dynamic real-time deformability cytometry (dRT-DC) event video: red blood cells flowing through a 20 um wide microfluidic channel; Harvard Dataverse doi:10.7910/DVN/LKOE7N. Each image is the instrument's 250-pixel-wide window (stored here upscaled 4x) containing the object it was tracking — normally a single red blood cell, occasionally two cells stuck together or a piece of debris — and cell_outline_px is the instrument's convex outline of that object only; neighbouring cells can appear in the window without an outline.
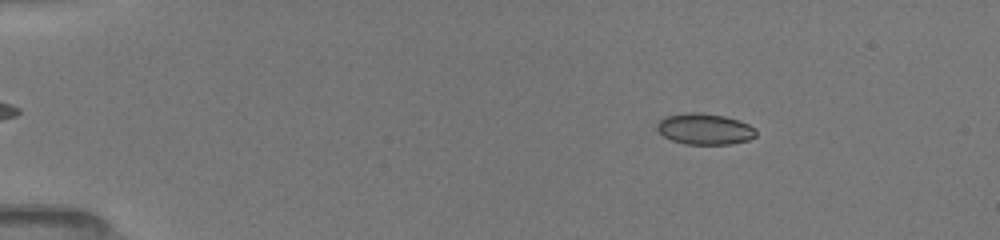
{"species": "common noctule bat (a hibernating species)", "species_latin": "Nyctalus noctula", "temperature_condition": "room temperature", "stored_images_in_passage": 51, "camera_frame_rate_fps": 3000, "um_per_image_px": 0.085, "animal": {"sex": "female", "body_mass_g": 19.5, "forearm_length_mm": 54.1}, "frame": {"image": 1, "passage_image": 8, "time_ms": 2.333, "image_size_px": [1000, 240], "cell_outline_px": [[756, 136], [748, 140], [732, 144], [684, 144], [672, 140], [664, 136], [656, 128], [656, 124], [664, 116], [684, 112], [700, 112], [724, 116], [740, 120], [756, 128]], "centroid_in_image_um": [59.9, 10.95], "position_along_channel_um": 25.1, "area_um2": 18.15}}
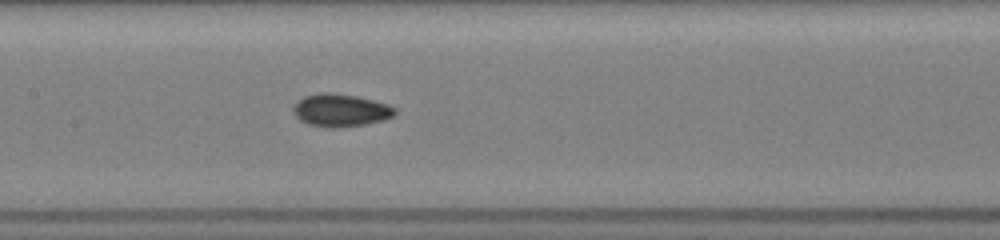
{"frame": {"image": 2, "passage_image": 26, "time_ms": 8.333, "image_size_px": [1000, 240], "cell_outline_px": [[396, 112], [392, 116], [384, 120], [364, 124], [336, 128], [328, 128], [308, 124], [300, 120], [292, 112], [292, 108], [296, 100], [304, 96], [320, 92], [332, 92], [356, 96], [388, 104], [396, 108]], "centroid_in_image_um": [28.9, 9.36], "position_along_channel_um": 178.5, "area_um2": 19.54}}
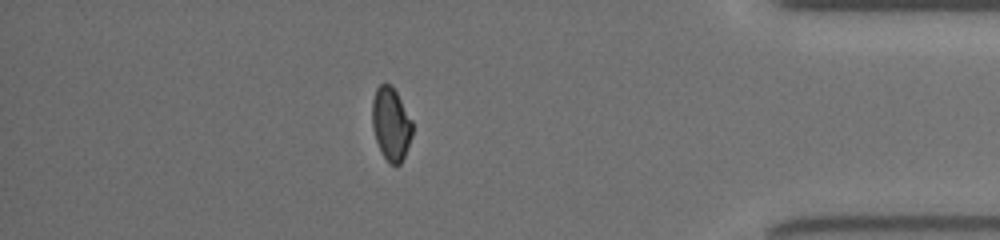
{"frame": {"image": 3, "passage_image": 45, "time_ms": 14.667, "image_size_px": [1000, 240], "cell_outline_px": [[412, 136], [404, 156], [400, 164], [392, 164], [384, 156], [376, 140], [372, 128], [372, 100], [376, 88], [380, 84], [392, 84], [412, 120]], "centroid_in_image_um": [33.23, 10.49], "position_along_channel_um": 402.0, "area_um2": 16.99}, "authors_computed_cell_mechanics": {"area_um2": 18.0336, "velocity_mm_per_s": 4.0394, "shape_relaxation_time_tau1_ms": null, "shape_relaxation_time_tau2_ms": 1.2143, "deformation_change_tau1": null, "deformation_change_tau2": 0.0473}}